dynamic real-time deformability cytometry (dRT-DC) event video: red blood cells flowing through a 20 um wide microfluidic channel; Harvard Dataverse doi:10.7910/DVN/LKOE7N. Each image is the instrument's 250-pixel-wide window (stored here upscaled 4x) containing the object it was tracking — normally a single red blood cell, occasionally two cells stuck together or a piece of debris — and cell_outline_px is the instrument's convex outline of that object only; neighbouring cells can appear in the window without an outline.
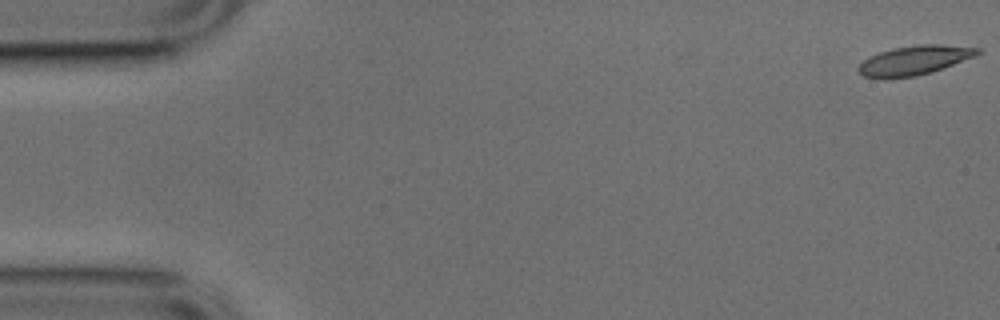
{"species": "common noctule bat (a hibernating species)", "species_latin": "Nyctalus noctula", "temperature_condition": "cold", "stored_images_in_passage": 11, "camera_frame_rate_fps": 3000, "um_per_image_px": 0.085, "animal": {"sex": "male", "body_mass_g": 17.9, "forearm_length_mm": 54.2}, "frame": {"image": 1, "passage_image": 1, "time_ms": 0.0, "image_size_px": [1000, 320], "cell_outline_px": [[980, 52], [976, 56], [916, 76], [864, 76], [856, 68], [868, 56], [892, 48], [920, 44], [940, 44], [980, 48]], "centroid_in_image_um": [77.74, 5.08], "position_along_channel_um": 7.3, "area_um2": 19.54}}